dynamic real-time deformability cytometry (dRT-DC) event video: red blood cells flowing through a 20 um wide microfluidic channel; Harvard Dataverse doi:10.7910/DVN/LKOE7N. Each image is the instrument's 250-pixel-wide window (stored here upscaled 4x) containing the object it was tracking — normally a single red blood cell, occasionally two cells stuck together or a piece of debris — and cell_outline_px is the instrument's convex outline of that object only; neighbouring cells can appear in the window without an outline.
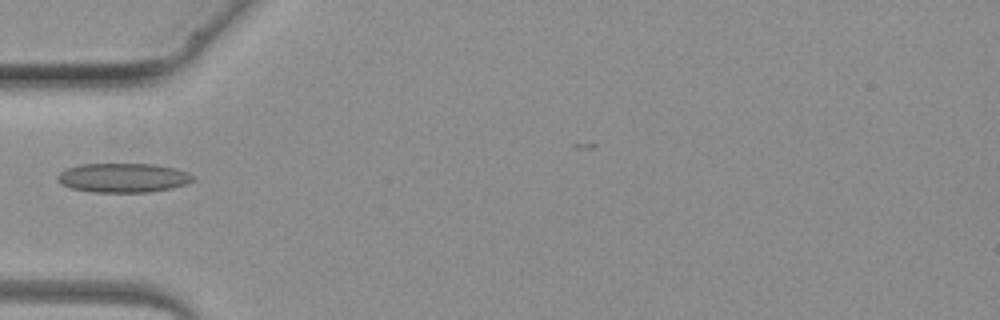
{"species": "common noctule bat (a hibernating species)", "species_latin": "Nyctalus noctula", "temperature_condition": "warm", "stored_images_in_passage": 4, "camera_frame_rate_fps": 3000, "um_per_image_px": 0.085, "animal": {"sex": "female", "body_mass_g": 19.3, "forearm_length_mm": 54.1}, "frame": {"image": 1, "passage_image": 4, "time_ms": 3.667, "image_size_px": [1000, 320], "cell_outline_px": [[192, 180], [184, 184], [172, 188], [148, 192], [92, 192], [72, 188], [60, 184], [56, 180], [56, 176], [60, 172], [68, 168], [80, 164], [156, 164], [176, 168], [188, 172], [192, 176]], "centroid_in_image_um": [10.43, 15.11], "position_along_channel_um": 74.6, "area_um2": 23.06}}